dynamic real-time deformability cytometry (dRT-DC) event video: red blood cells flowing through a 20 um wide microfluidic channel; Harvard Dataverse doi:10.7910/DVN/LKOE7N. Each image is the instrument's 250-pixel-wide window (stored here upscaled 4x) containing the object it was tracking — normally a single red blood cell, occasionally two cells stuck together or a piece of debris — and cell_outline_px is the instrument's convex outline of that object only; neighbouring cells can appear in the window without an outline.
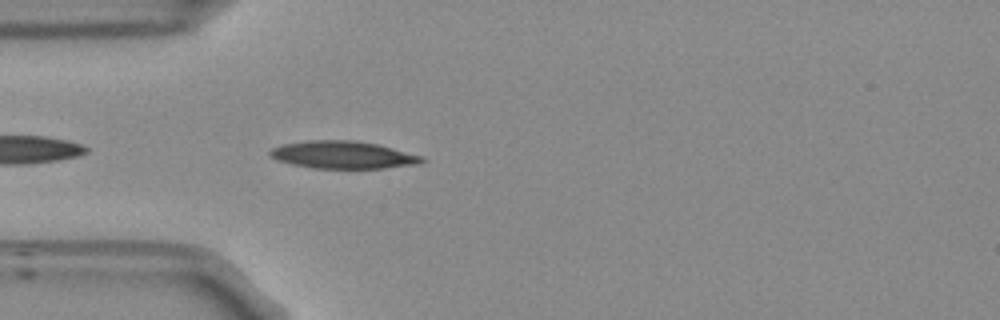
{"species": "Egyptian fruit bat (a non-hibernating species)", "species_latin": "Rousettus aegyptiacus", "temperature_condition": "room temperature", "stored_images_in_passage": 39, "camera_frame_rate_fps": 3000, "um_per_image_px": 0.085, "frame": {"image": 1, "passage_image": 1, "time_ms": 0.0, "image_size_px": [1000, 320], "cell_outline_px": [[428, 160], [420, 164], [384, 168], [312, 168], [292, 164], [276, 160], [268, 156], [268, 152], [272, 148], [284, 144], [308, 140], [352, 140], [376, 144], [424, 156]], "centroid_in_image_um": [29.16, 13.17], "position_along_channel_um": 55.8, "area_um2": 24.45}}
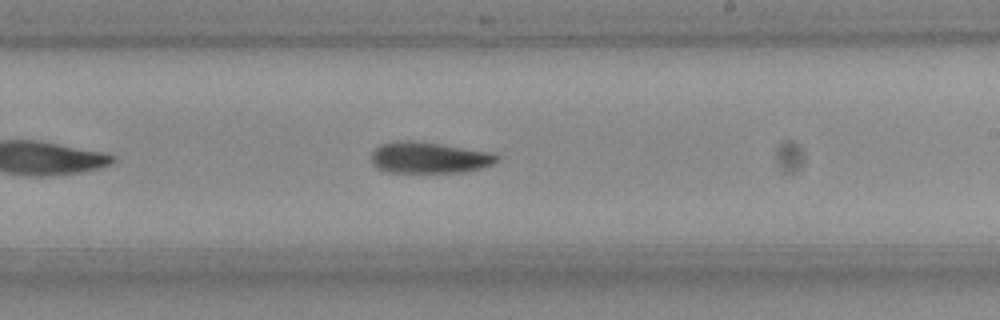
{"frame": {"image": 2, "passage_image": 17, "time_ms": 5.333, "image_size_px": [1000, 320], "cell_outline_px": [[500, 160], [492, 164], [480, 168], [464, 172], [388, 172], [376, 168], [372, 160], [372, 152], [380, 144], [396, 140], [416, 140], [492, 152], [500, 156]], "centroid_in_image_um": [36.49, 13.38], "position_along_channel_um": 252.5, "area_um2": 23.06}}
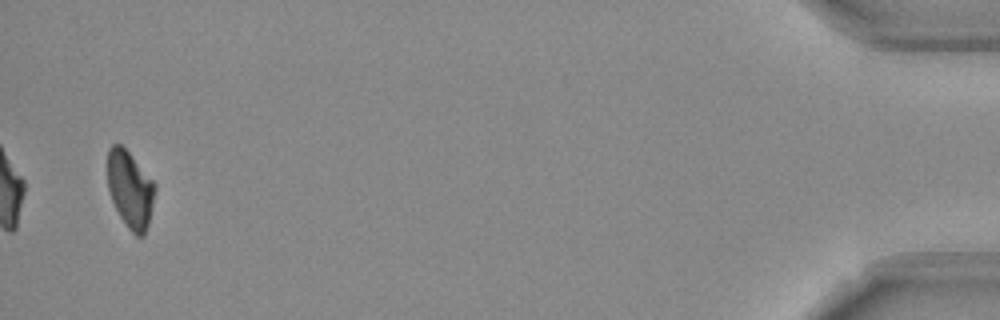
{"frame": {"image": 3, "passage_image": 38, "time_ms": 12.333, "image_size_px": [1000, 320], "cell_outline_px": [[156, 188], [148, 224], [144, 236], [136, 236], [128, 228], [120, 216], [112, 200], [108, 188], [108, 148], [112, 144], [120, 144], [128, 152], [156, 184]], "centroid_in_image_um": [11.06, 16.1], "position_along_channel_um": 424.1, "area_um2": 20.98}, "authors_computed_cell_mechanics": {"area_um2": 22.8888, "velocity_mm_per_s": 3.7474, "shape_relaxation_time_tau1_ms": 9.3297, "shape_relaxation_time_tau2_ms": null, "deformation_change_tau1": 0.1968, "deformation_change_tau2": null}}